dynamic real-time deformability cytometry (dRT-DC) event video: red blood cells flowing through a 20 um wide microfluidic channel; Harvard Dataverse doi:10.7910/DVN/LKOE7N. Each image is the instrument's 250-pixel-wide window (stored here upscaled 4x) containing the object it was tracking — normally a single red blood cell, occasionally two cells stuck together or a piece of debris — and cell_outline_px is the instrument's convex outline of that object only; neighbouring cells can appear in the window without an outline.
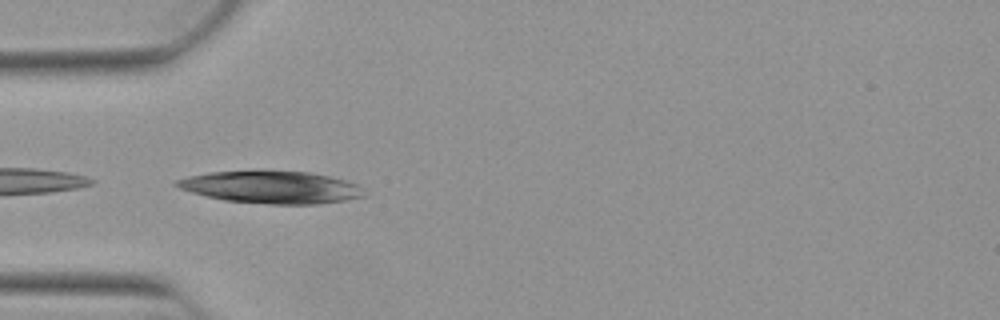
{"species": "Egyptian fruit bat (a non-hibernating species)", "species_latin": "Rousettus aegyptiacus", "temperature_condition": "warm", "stored_images_in_passage": 13, "camera_frame_rate_fps": 3000, "um_per_image_px": 0.085, "animal": {"sex": "female"}, "frame": {"image": 1, "passage_image": 3, "time_ms": 0.667, "image_size_px": [1000, 320], "cell_outline_px": [[364, 196], [344, 200], [320, 204], [268, 204], [224, 200], [192, 192], [180, 188], [172, 184], [176, 180], [188, 176], [208, 172], [308, 172], [328, 176], [360, 184]], "centroid_in_image_um": [23.06, 15.93], "position_along_channel_um": 61.9, "area_um2": 34.68}}